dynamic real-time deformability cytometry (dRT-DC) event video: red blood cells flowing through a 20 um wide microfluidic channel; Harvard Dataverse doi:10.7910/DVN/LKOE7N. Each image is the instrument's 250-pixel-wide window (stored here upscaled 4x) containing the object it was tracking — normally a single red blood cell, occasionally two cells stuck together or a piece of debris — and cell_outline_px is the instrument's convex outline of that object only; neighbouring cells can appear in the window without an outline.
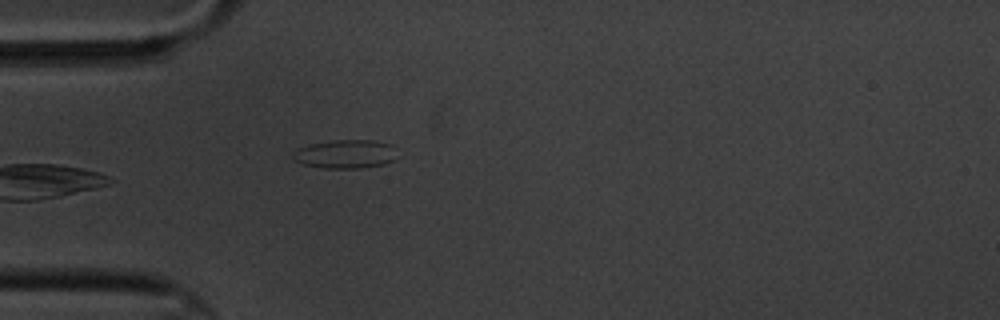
{"species": "common noctule bat (a hibernating species)", "species_latin": "Nyctalus noctula", "temperature_condition": "cold", "stored_images_in_passage": 5, "camera_frame_rate_fps": 3000, "um_per_image_px": 0.085, "animal": {"sex": "male", "body_mass_g": 20.1, "forearm_length_mm": 53.5}, "frame": {"image": 1, "passage_image": 5, "time_ms": 4.667, "image_size_px": [1000, 320], "cell_outline_px": [[392, 160], [384, 164], [360, 168], [324, 168], [304, 164], [292, 160], [292, 152], [296, 148], [308, 144], [332, 140], [372, 140], [392, 144]], "centroid_in_image_um": [29.25, 13.08], "position_along_channel_um": 55.8, "area_um2": 17.28}}